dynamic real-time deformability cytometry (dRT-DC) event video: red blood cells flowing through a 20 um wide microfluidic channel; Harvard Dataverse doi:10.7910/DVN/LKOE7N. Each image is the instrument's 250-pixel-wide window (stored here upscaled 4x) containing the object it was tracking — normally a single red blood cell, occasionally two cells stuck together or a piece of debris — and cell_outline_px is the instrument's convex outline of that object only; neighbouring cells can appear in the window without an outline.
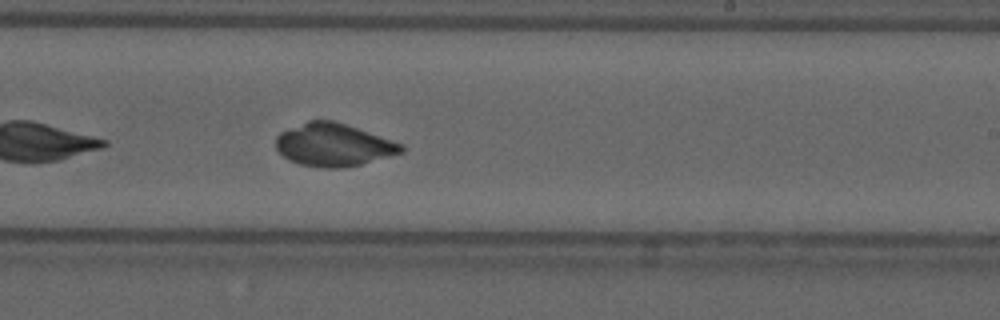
{"species": "common noctule bat (a hibernating species)", "species_latin": "Nyctalus noctula", "temperature_condition": "cold", "stored_images_in_passage": 36, "camera_frame_rate_fps": 3000, "um_per_image_px": 0.085, "animal": {"sex": "male", "forearm_length_mm": 52.5}, "frame": {"image": 1, "passage_image": 18, "time_ms": 5.667, "image_size_px": [1000, 320], "cell_outline_px": [[404, 152], [360, 164], [344, 168], [320, 168], [300, 164], [288, 160], [276, 148], [276, 136], [280, 132], [308, 120], [332, 120], [404, 144]], "centroid_in_image_um": [28.33, 12.32], "position_along_channel_um": 260.7, "area_um2": 31.1}}
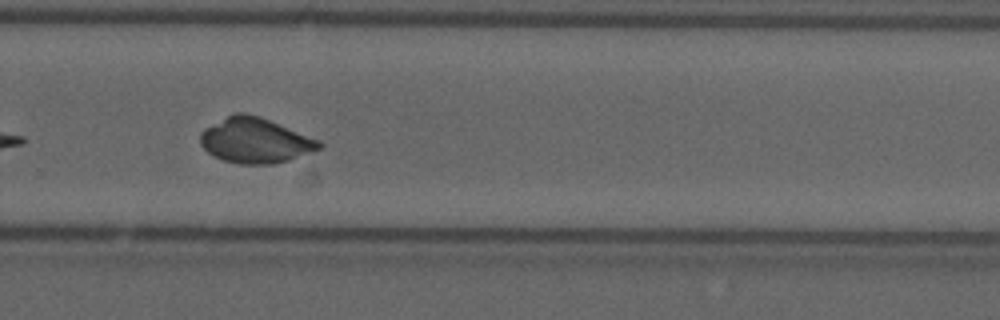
{"frame": {"image": 2, "passage_image": 22, "time_ms": 7.0, "image_size_px": [1000, 320], "cell_outline_px": [[324, 148], [288, 160], [272, 164], [240, 164], [224, 160], [208, 152], [200, 144], [200, 132], [204, 128], [236, 112], [244, 112], [260, 116], [320, 140], [324, 144]], "centroid_in_image_um": [21.72, 11.94], "position_along_channel_um": 308.1, "area_um2": 31.27}}